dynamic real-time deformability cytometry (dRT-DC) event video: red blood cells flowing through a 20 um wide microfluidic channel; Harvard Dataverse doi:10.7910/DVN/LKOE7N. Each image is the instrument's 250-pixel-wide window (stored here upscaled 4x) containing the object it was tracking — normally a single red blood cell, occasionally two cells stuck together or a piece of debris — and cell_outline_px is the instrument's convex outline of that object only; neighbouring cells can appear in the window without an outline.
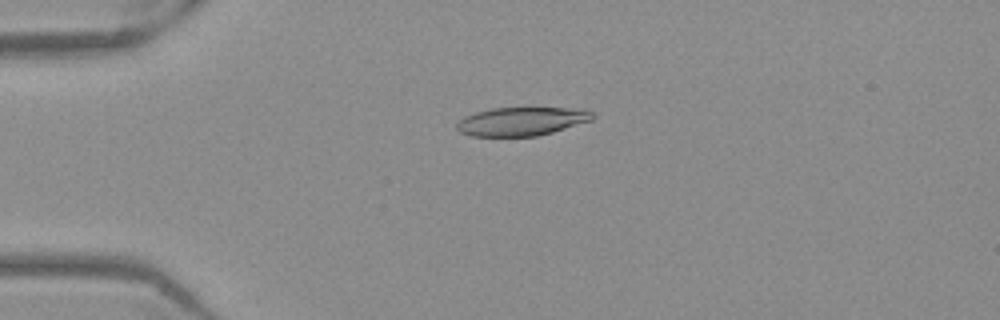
{"species": "Egyptian fruit bat (a non-hibernating species)", "species_latin": "Rousettus aegyptiacus", "temperature_condition": "warm", "stored_images_in_passage": 52, "camera_frame_rate_fps": 3000, "um_per_image_px": 0.085, "frame": {"image": 1, "passage_image": 13, "time_ms": 4.0, "image_size_px": [1000, 320], "cell_outline_px": [[596, 116], [592, 120], [552, 132], [536, 136], [472, 136], [460, 132], [456, 128], [456, 124], [464, 116], [476, 112], [492, 108], [584, 108], [592, 112]], "centroid_in_image_um": [44.35, 10.31], "position_along_channel_um": 40.6, "area_um2": 22.6}}
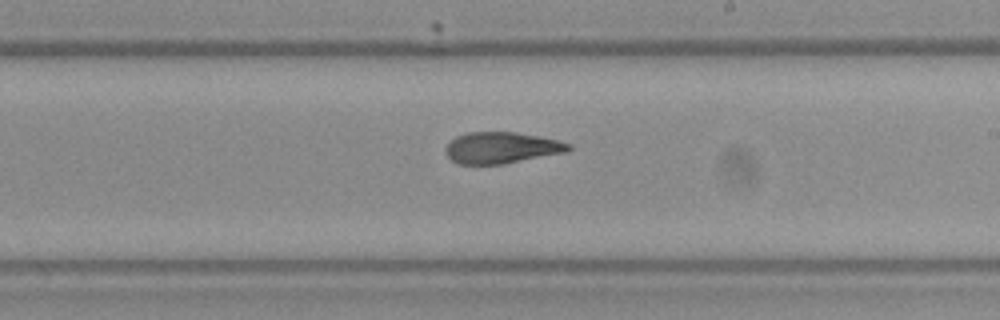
{"frame": {"image": 2, "passage_image": 31, "time_ms": 10.0, "image_size_px": [1000, 320], "cell_outline_px": [[572, 148], [568, 152], [504, 164], [456, 164], [444, 152], [444, 148], [456, 136], [468, 132], [516, 132], [540, 136], [572, 144]], "centroid_in_image_um": [42.64, 12.56], "position_along_channel_um": 246.4, "area_um2": 22.66}}
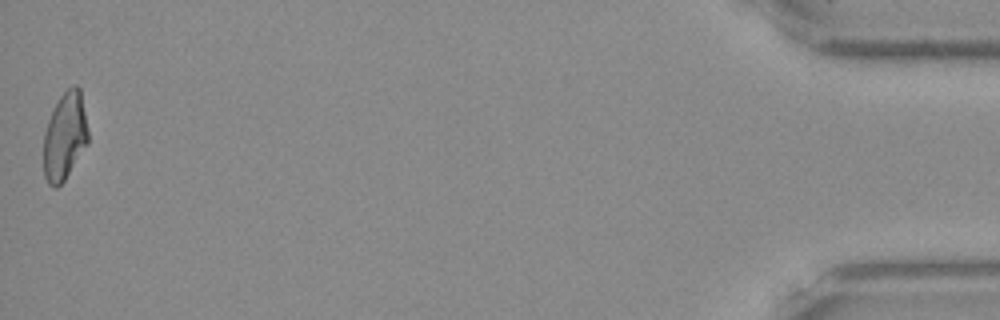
{"frame": {"image": 3, "passage_image": 52, "time_ms": 17.0, "image_size_px": [1000, 320], "cell_outline_px": [[88, 144], [64, 180], [56, 188], [52, 188], [48, 184], [44, 176], [44, 132], [48, 120], [60, 96], [72, 84], [76, 84], [80, 88], [88, 132]], "centroid_in_image_um": [5.51, 11.59], "position_along_channel_um": 429.7, "area_um2": 22.66}, "authors_computed_cell_mechanics": {"area_um2": 23.1778, "velocity_mm_per_s": 3.9379, "shape_relaxation_time_tau1_ms": null, "shape_relaxation_time_tau2_ms": 3.6858, "deformation_change_tau1": null, "deformation_change_tau2": 0.1018}}